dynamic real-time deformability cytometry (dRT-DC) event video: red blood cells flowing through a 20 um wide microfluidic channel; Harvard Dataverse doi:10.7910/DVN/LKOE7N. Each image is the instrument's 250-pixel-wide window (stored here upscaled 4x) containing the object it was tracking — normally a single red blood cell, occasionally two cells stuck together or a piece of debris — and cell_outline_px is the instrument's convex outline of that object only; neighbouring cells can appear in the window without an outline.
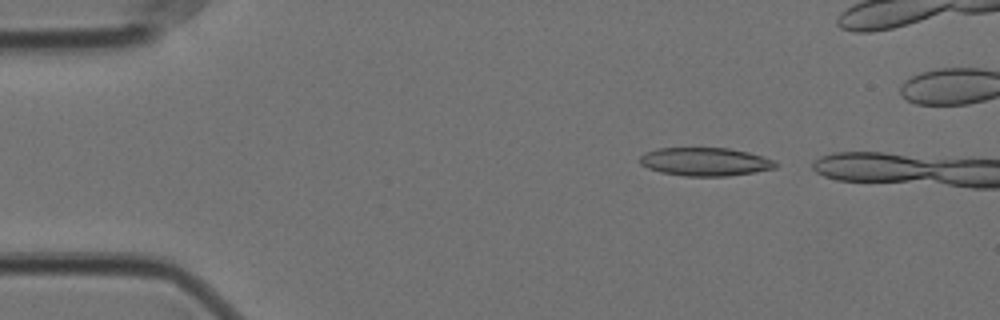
{"species": "Egyptian fruit bat (a non-hibernating species)", "species_latin": "Rousettus aegyptiacus", "temperature_condition": "cold", "stored_images_in_passage": 9, "camera_frame_rate_fps": 3000, "um_per_image_px": 0.085, "animal": {"sex": "female"}, "frame": {"image": 1, "passage_image": 4, "time_ms": 1.0, "image_size_px": [1000, 320], "cell_outline_px": [[780, 164], [776, 168], [756, 172], [728, 176], [684, 176], [660, 172], [648, 168], [640, 164], [640, 156], [644, 152], [656, 148], [728, 148], [748, 152], [764, 156], [776, 160]], "centroid_in_image_um": [59.97, 13.75], "position_along_channel_um": 25.0, "area_um2": 22.72}}